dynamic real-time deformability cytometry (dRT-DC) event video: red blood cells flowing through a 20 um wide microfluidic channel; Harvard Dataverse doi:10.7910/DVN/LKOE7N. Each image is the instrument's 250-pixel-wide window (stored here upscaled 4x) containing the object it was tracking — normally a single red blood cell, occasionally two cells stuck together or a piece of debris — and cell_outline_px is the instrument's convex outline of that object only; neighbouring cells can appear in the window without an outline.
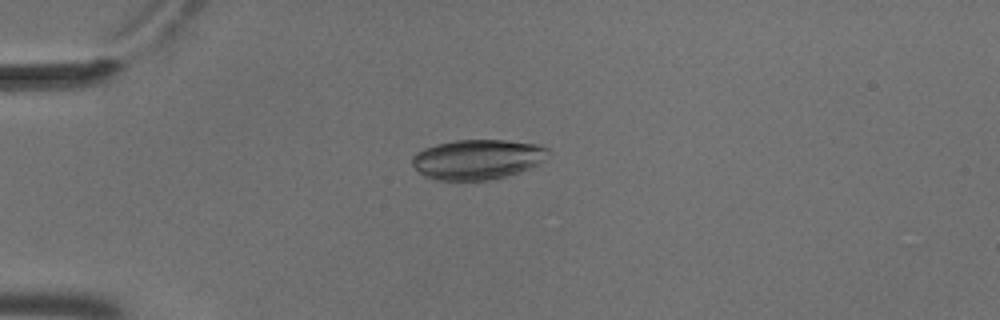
{"species": "common noctule bat (a hibernating species)", "species_latin": "Nyctalus noctula", "temperature_condition": "cold", "stored_images_in_passage": 10, "camera_frame_rate_fps": 3000, "um_per_image_px": 0.085, "animal": {"sex": "male", "body_mass_g": 18.8}, "frame": {"image": 1, "passage_image": 4, "time_ms": 1.0, "image_size_px": [1000, 320], "cell_outline_px": [[548, 152], [544, 160], [528, 168], [504, 176], [488, 180], [440, 180], [424, 176], [412, 164], [412, 156], [416, 152], [424, 148], [436, 144], [456, 140], [504, 140], [536, 144], [548, 148]], "centroid_in_image_um": [40.54, 13.53], "position_along_channel_um": 44.5, "area_um2": 31.27}}
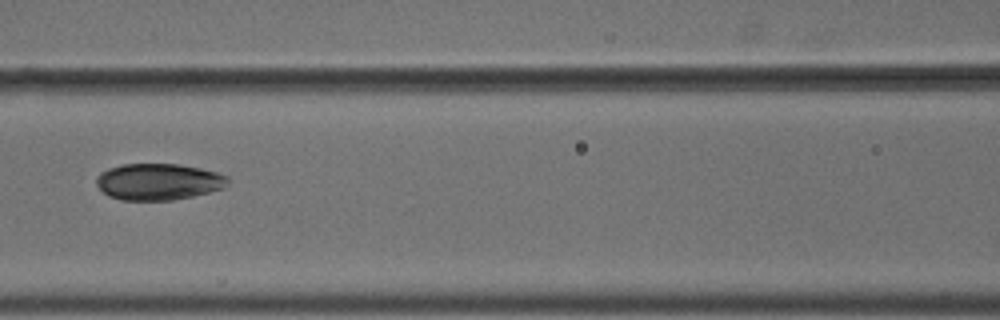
{"frame": {"image": 2, "passage_image": 7, "time_ms": 2.0, "image_size_px": [1000, 320], "cell_outline_px": [[228, 184], [224, 188], [192, 196], [172, 200], [124, 200], [108, 196], [96, 184], [96, 176], [100, 172], [108, 168], [120, 164], [180, 164], [200, 168], [216, 172], [228, 176]], "centroid_in_image_um": [13.45, 15.44], "position_along_channel_um": 153.1, "area_um2": 28.03}}
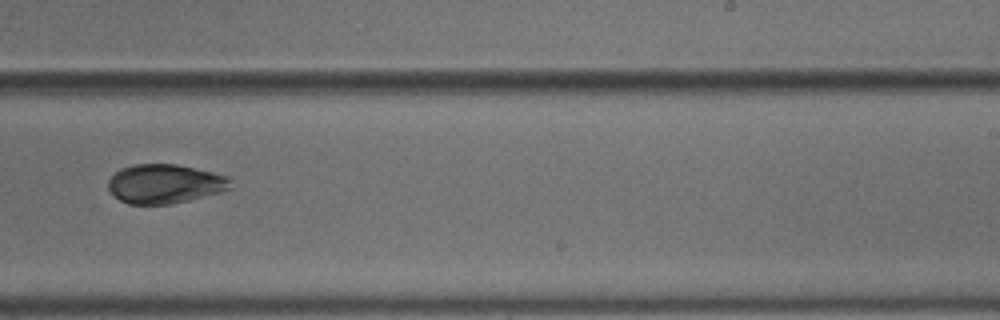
{"frame": {"image": 3, "passage_image": 10, "time_ms": 3.0, "image_size_px": [1000, 320], "cell_outline_px": [[232, 188], [220, 192], [172, 204], [128, 204], [120, 200], [108, 188], [108, 180], [120, 168], [132, 164], [176, 164], [196, 168], [228, 176], [232, 180]], "centroid_in_image_um": [14.03, 15.61], "position_along_channel_um": 275.0, "area_um2": 27.98}}